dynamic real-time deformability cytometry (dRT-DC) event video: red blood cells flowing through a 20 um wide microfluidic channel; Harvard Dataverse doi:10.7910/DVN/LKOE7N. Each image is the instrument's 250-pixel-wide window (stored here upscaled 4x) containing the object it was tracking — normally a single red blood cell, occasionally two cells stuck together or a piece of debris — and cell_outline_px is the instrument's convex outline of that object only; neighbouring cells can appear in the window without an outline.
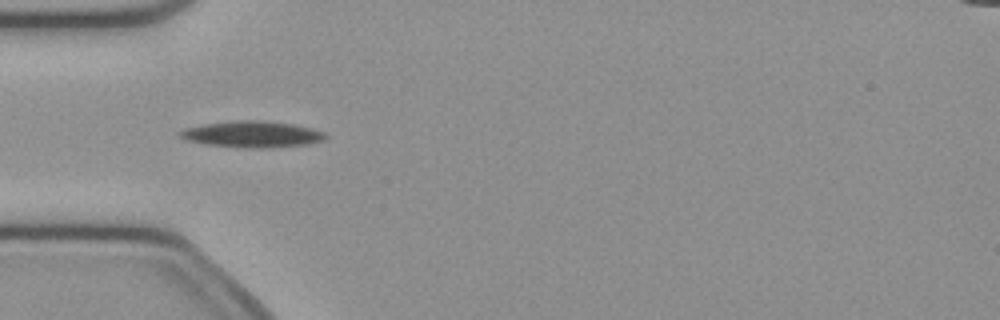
{"species": "common noctule bat (a hibernating species)", "species_latin": "Nyctalus noctula", "temperature_condition": "cold", "stored_images_in_passage": 12, "camera_frame_rate_fps": 3000, "um_per_image_px": 0.085, "animal": {"sex": "female", "body_mass_g": 21.9}, "frame": {"image": 1, "passage_image": 6, "time_ms": 1.667, "image_size_px": [1000, 320], "cell_outline_px": [[328, 136], [320, 140], [304, 144], [252, 148], [204, 144], [188, 140], [180, 136], [180, 132], [188, 128], [204, 124], [236, 120], [264, 120], [292, 124], [324, 132]], "centroid_in_image_um": [21.41, 11.39], "position_along_channel_um": 63.6, "area_um2": 21.56}}
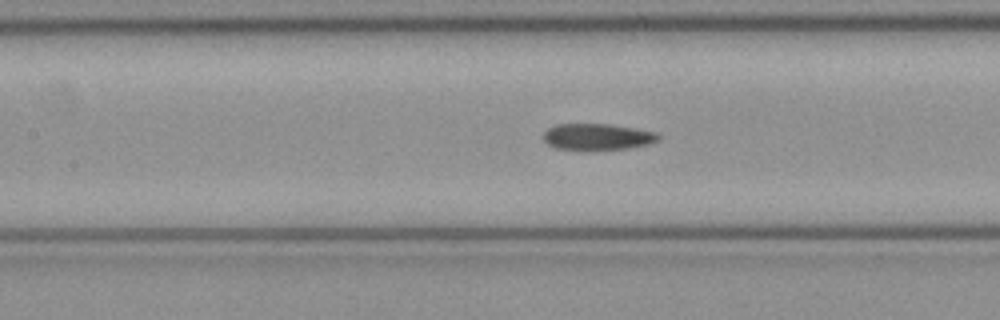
{"frame": {"image": 2, "passage_image": 10, "time_ms": 3.0, "image_size_px": [1000, 320], "cell_outline_px": [[660, 136], [656, 140], [648, 144], [628, 148], [588, 152], [580, 152], [556, 148], [548, 144], [544, 140], [544, 132], [548, 128], [556, 124], [608, 124], [656, 132]], "centroid_in_image_um": [50.71, 11.67], "position_along_channel_um": 156.7, "area_um2": 18.09}}